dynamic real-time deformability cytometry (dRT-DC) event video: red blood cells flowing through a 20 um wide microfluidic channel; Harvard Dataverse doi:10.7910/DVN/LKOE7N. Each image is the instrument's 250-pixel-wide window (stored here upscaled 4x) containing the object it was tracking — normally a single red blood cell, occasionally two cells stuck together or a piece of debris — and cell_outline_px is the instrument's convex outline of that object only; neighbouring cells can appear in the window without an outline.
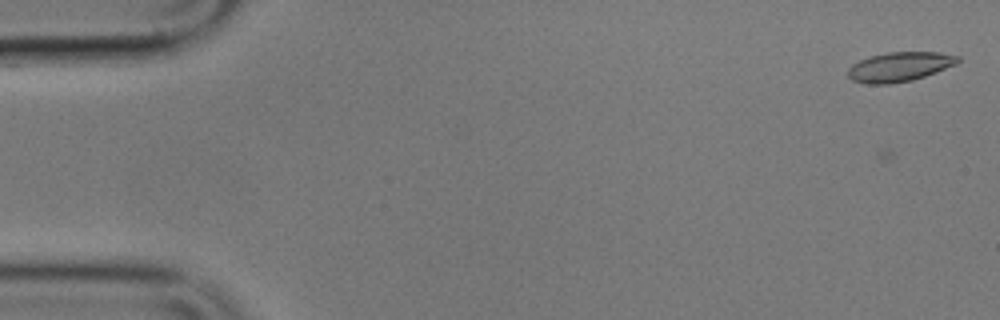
{"species": "common noctule bat (a hibernating species)", "species_latin": "Nyctalus noctula", "temperature_condition": "cold", "stored_images_in_passage": 50, "camera_frame_rate_fps": 3000, "um_per_image_px": 0.085, "animal": {"sex": "male", "body_mass_g": 17.9}, "frame": {"image": 1, "passage_image": 2, "time_ms": 0.333, "image_size_px": [1000, 320], "cell_outline_px": [[960, 60], [956, 64], [924, 76], [912, 80], [892, 84], [868, 84], [852, 80], [848, 76], [848, 68], [852, 64], [868, 56], [888, 52], [940, 52], [960, 56]], "centroid_in_image_um": [76.44, 5.67], "position_along_channel_um": 8.6, "area_um2": 18.9}}
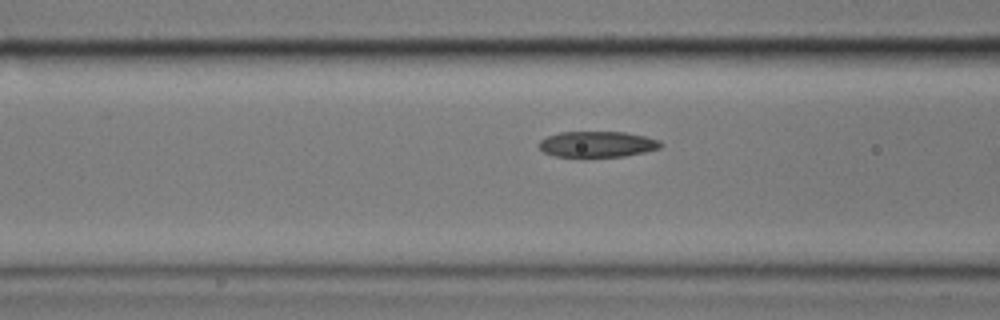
{"frame": {"image": 2, "passage_image": 22, "time_ms": 7.0, "image_size_px": [1000, 320], "cell_outline_px": [[664, 144], [660, 148], [644, 152], [624, 156], [584, 160], [556, 156], [544, 152], [536, 144], [540, 140], [548, 136], [560, 132], [624, 132], [644, 136], [660, 140]], "centroid_in_image_um": [50.74, 12.3], "position_along_channel_um": 115.9, "area_um2": 19.19}}
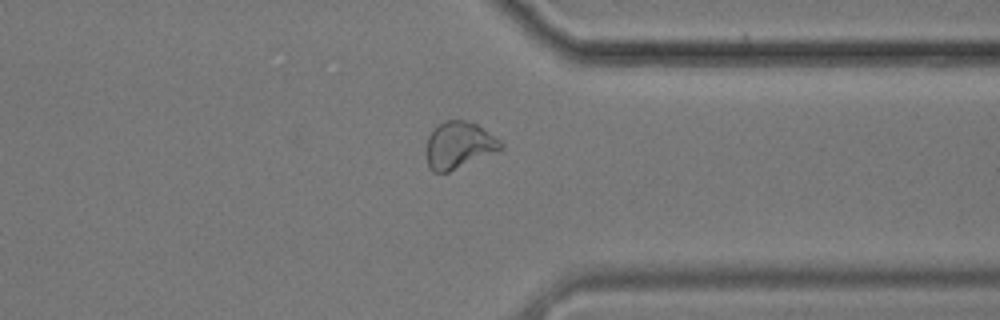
{"frame": {"image": 3, "passage_image": 44, "time_ms": 14.333, "image_size_px": [1000, 320], "cell_outline_px": [[504, 148], [448, 172], [432, 172], [428, 168], [428, 136], [444, 120], [464, 120], [476, 124], [500, 140], [504, 144]], "centroid_in_image_um": [39.02, 12.34], "position_along_channel_um": 372.4, "area_um2": 19.83}}